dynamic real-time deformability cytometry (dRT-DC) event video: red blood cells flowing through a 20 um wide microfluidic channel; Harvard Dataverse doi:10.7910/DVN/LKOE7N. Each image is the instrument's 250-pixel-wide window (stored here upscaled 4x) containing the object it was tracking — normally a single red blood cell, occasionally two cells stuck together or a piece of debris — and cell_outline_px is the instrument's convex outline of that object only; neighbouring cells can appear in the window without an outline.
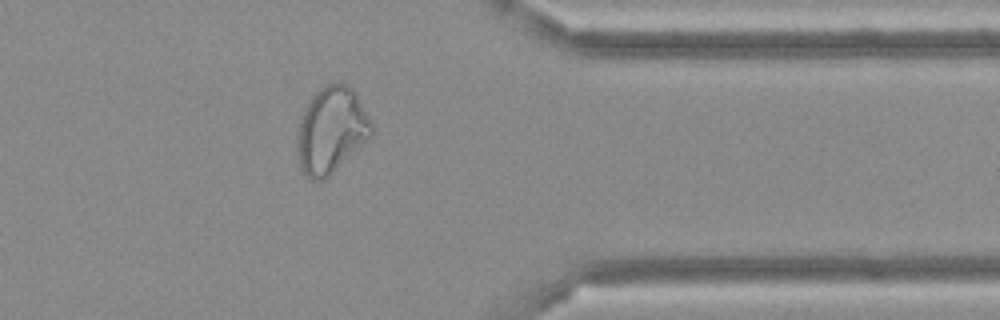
{"species": "Egyptian fruit bat (a non-hibernating species)", "species_latin": "Rousettus aegyptiacus", "temperature_condition": "cold", "stored_images_in_passage": 45, "camera_frame_rate_fps": 3000, "um_per_image_px": 0.085, "frame": {"image": 1, "passage_image": 39, "time_ms": 12.667, "image_size_px": [1000, 320], "cell_outline_px": [[372, 136], [368, 140], [324, 180], [312, 180], [300, 168], [296, 148], [296, 136], [300, 116], [308, 100], [320, 88], [336, 80], [348, 84], [356, 92], [372, 120]], "centroid_in_image_um": [28.15, 11.02], "position_along_channel_um": 383.2, "area_um2": 37.92}}